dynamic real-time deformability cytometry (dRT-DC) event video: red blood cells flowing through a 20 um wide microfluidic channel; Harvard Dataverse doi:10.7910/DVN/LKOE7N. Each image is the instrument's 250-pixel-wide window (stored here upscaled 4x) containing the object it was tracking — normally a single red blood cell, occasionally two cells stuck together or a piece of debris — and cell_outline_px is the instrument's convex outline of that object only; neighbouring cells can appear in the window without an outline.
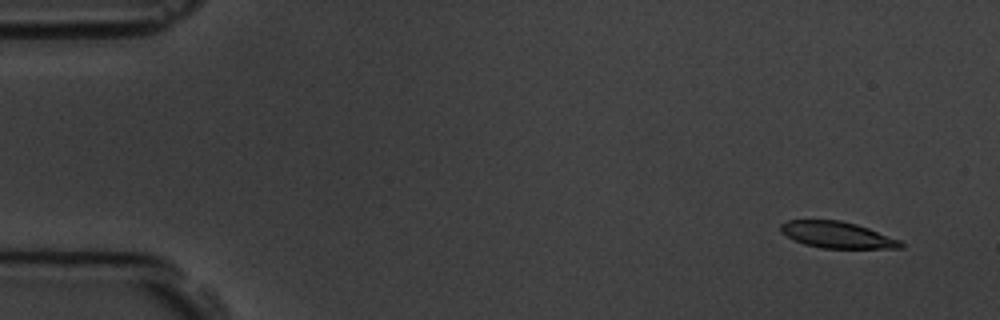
{"species": "common noctule bat (a hibernating species)", "species_latin": "Nyctalus noctula", "temperature_condition": "room temperature", "stored_images_in_passage": 4, "camera_frame_rate_fps": 3000, "um_per_image_px": 0.085, "animal": {"sex": "male", "body_mass_g": 19.5, "forearm_length_mm": 54.6}, "frame": {"image": 1, "passage_image": 1, "time_ms": 0.0, "image_size_px": [1000, 320], "cell_outline_px": [[904, 248], [820, 248], [804, 244], [780, 232], [780, 224], [788, 220], [840, 220], [856, 224], [868, 228], [900, 240], [904, 244]], "centroid_in_image_um": [71.16, 19.96], "position_along_channel_um": 13.8, "area_um2": 18.38}}
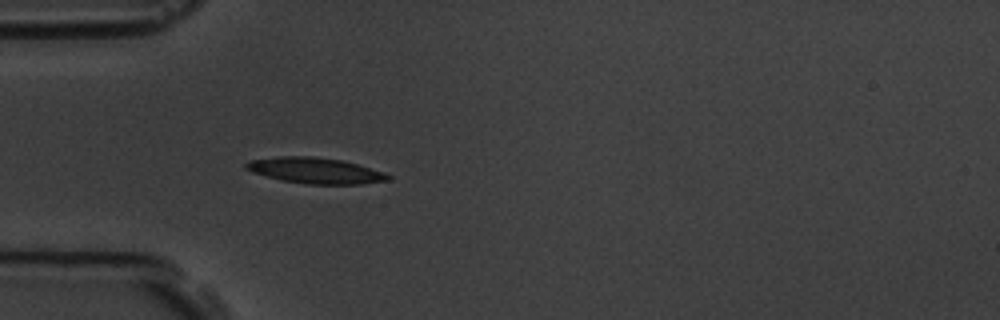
{"frame": {"image": 2, "passage_image": 4, "time_ms": 4.333, "image_size_px": [1000, 320], "cell_outline_px": [[392, 180], [360, 184], [308, 184], [280, 180], [252, 172], [244, 168], [244, 164], [252, 160], [280, 156], [312, 156], [340, 160], [356, 164], [384, 172], [392, 176]], "centroid_in_image_um": [26.81, 14.5], "position_along_channel_um": 58.2, "area_um2": 21.33}}